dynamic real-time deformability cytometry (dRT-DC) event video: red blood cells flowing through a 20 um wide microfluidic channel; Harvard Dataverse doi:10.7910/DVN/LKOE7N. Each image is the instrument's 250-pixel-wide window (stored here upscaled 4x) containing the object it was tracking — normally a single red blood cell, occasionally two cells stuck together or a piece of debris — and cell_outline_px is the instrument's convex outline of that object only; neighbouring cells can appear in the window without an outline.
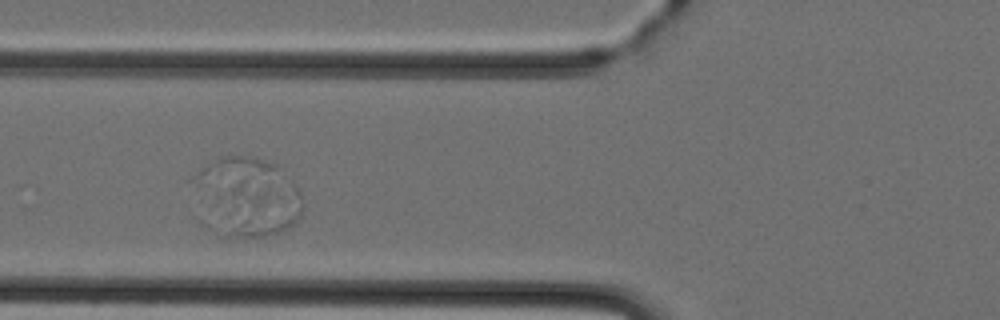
{"species": "Egyptian fruit bat (a non-hibernating species)", "species_latin": "Rousettus aegyptiacus", "temperature_condition": "cold", "stored_images_in_passage": 6, "segment_of_instrument_passage": [1, 2], "camera_frame_rate_fps": 3000, "um_per_image_px": 0.085, "animal": {"sex": "female"}, "frame": {"image": 1, "passage_image": 3, "time_ms": 2.333, "image_size_px": [1000, 320], "cell_outline_px": [[300, 216], [296, 224], [280, 232], [264, 236], [216, 236], [216, 232], [292, 184], [300, 188]], "centroid_in_image_um": [22.77, 18.36], "position_along_channel_um": 103.0, "area_um2": 16.65}}